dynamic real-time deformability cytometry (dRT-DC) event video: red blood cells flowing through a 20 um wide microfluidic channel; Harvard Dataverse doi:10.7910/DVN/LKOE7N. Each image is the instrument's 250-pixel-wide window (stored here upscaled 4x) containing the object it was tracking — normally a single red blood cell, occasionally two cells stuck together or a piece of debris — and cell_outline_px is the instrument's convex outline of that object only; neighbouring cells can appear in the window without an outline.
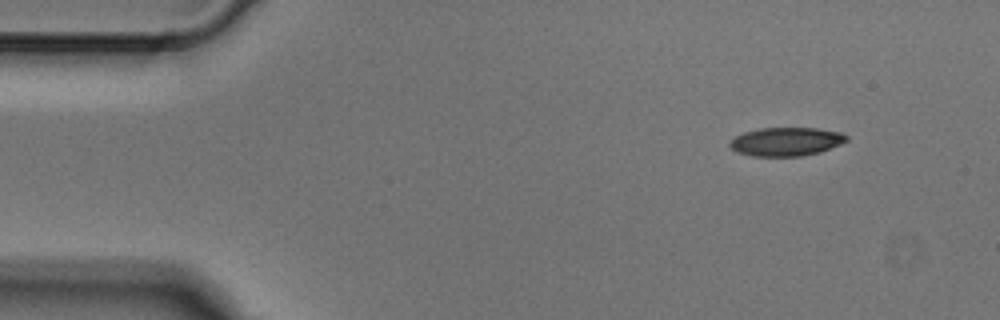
{"species": "Egyptian fruit bat (a non-hibernating species)", "species_latin": "Rousettus aegyptiacus", "temperature_condition": "cold", "stored_images_in_passage": 3, "camera_frame_rate_fps": 3000, "um_per_image_px": 0.085, "animal": {"sex": "male"}, "frame": {"image": 1, "passage_image": 1, "time_ms": 0.0, "image_size_px": [1000, 320], "cell_outline_px": [[848, 140], [840, 144], [820, 152], [800, 156], [752, 156], [736, 152], [728, 144], [728, 140], [744, 132], [760, 128], [816, 128], [840, 132], [848, 136]], "centroid_in_image_um": [66.79, 12.04], "position_along_channel_um": 18.2, "area_um2": 19.48}}